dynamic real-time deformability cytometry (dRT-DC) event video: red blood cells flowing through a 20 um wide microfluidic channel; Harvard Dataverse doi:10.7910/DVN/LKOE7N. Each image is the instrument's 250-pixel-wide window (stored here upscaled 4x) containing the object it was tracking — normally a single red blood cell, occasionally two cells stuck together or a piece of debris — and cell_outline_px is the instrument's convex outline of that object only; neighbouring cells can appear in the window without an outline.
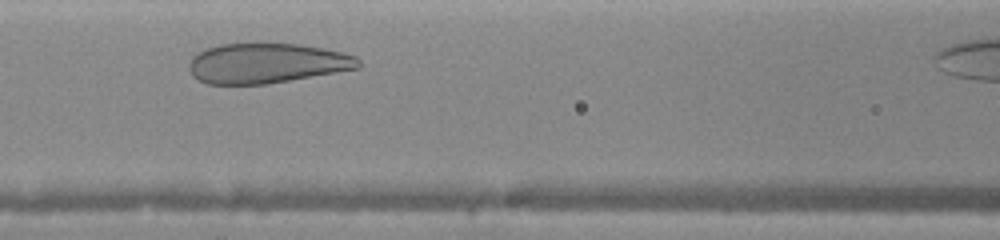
{"species": "human", "species_latin": "Homo sapiens", "temperature_condition": "warm", "stored_images_in_passage": 16, "camera_frame_rate_fps": 3000, "um_per_image_px": 0.085, "donor": {"sex": "female"}, "frame": {"image": 1, "passage_image": 6, "time_ms": 1.667, "image_size_px": [1000, 240], "cell_outline_px": [[360, 68], [264, 84], [208, 84], [192, 76], [188, 68], [188, 64], [192, 56], [208, 48], [220, 44], [300, 44], [324, 48], [344, 52], [356, 56], [360, 60]], "centroid_in_image_um": [22.68, 5.37], "position_along_channel_um": 143.9, "area_um2": 39.3}}
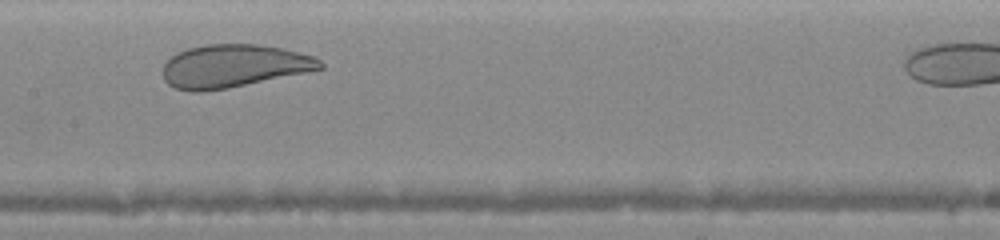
{"frame": {"image": 2, "passage_image": 8, "time_ms": 2.667, "image_size_px": [1000, 240], "cell_outline_px": [[324, 68], [228, 88], [204, 92], [192, 92], [176, 88], [168, 84], [164, 80], [164, 64], [172, 56], [188, 48], [204, 44], [256, 44], [280, 48], [312, 56], [320, 60], [324, 64]], "centroid_in_image_um": [19.83, 5.62], "position_along_channel_um": 187.6, "area_um2": 38.96}}
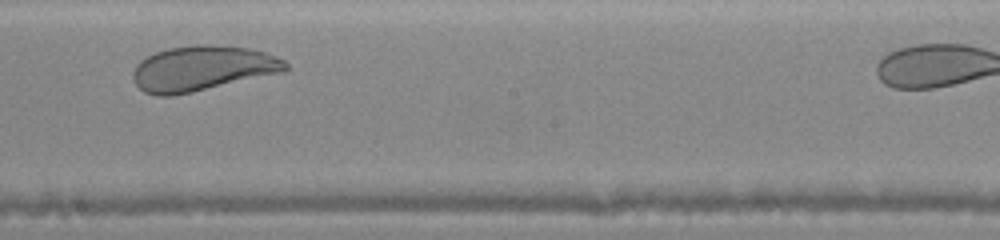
{"frame": {"image": 3, "passage_image": 10, "time_ms": 3.667, "image_size_px": [1000, 240], "cell_outline_px": [[288, 68], [284, 72], [192, 92], [172, 96], [156, 96], [144, 92], [136, 84], [132, 76], [132, 72], [136, 64], [140, 60], [156, 52], [168, 48], [196, 44], [216, 44], [248, 48], [264, 52], [276, 56], [284, 60], [288, 64]], "centroid_in_image_um": [17.19, 5.81], "position_along_channel_um": 231.0, "area_um2": 40.29}}